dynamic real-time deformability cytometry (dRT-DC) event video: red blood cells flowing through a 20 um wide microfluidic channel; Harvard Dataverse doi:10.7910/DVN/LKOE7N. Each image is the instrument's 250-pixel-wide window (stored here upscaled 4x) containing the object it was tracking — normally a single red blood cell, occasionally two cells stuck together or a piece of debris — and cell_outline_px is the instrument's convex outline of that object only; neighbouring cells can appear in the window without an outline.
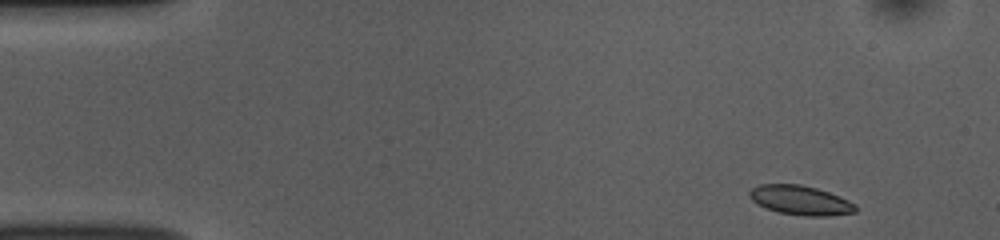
{"species": "common noctule bat (a hibernating species)", "species_latin": "Nyctalus noctula", "temperature_condition": "room temperature", "stored_images_in_passage": 8, "camera_frame_rate_fps": 3000, "um_per_image_px": 0.085, "animal": {"sex": "female", "body_mass_g": 10.0, "forearm_length_mm": 53.1}, "frame": {"image": 1, "passage_image": 1, "time_ms": 0.0, "image_size_px": [1000, 240], "cell_outline_px": [[856, 212], [828, 216], [804, 216], [776, 212], [756, 204], [748, 196], [748, 192], [752, 188], [760, 184], [800, 184], [816, 188], [840, 196], [856, 204]], "centroid_in_image_um": [68.01, 17.03], "position_along_channel_um": 17.0, "area_um2": 18.32}}